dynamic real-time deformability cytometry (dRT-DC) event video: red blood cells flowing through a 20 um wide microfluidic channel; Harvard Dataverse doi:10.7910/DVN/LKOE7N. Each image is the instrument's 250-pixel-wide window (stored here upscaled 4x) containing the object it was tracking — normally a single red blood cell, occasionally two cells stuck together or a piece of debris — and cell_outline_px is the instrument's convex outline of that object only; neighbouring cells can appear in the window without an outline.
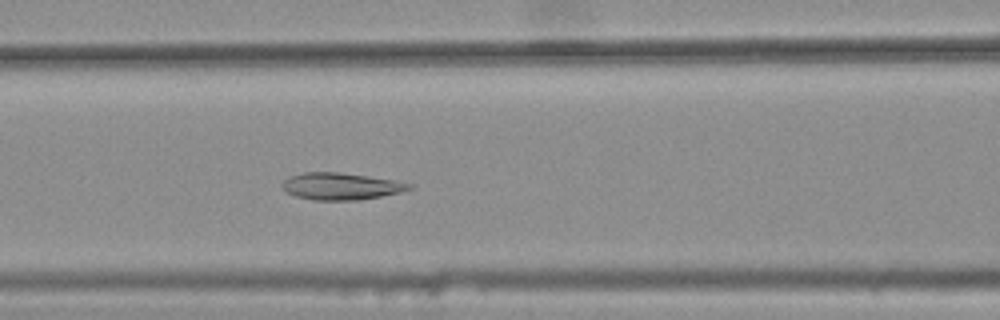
{"species": "common noctule bat (a hibernating species)", "species_latin": "Nyctalus noctula", "temperature_condition": "warm", "stored_images_in_passage": 43, "camera_frame_rate_fps": 3000, "um_per_image_px": 0.085, "animal": {"sex": "female", "body_mass_g": 25.1}, "frame": {"image": 1, "passage_image": 21, "time_ms": 6.667, "image_size_px": [1000, 320], "cell_outline_px": [[412, 188], [400, 192], [360, 200], [312, 200], [296, 196], [284, 192], [280, 188], [280, 184], [288, 176], [304, 172], [340, 172], [368, 176], [392, 180], [412, 184]], "centroid_in_image_um": [28.89, 15.83], "position_along_channel_um": 137.7, "area_um2": 20.06}}
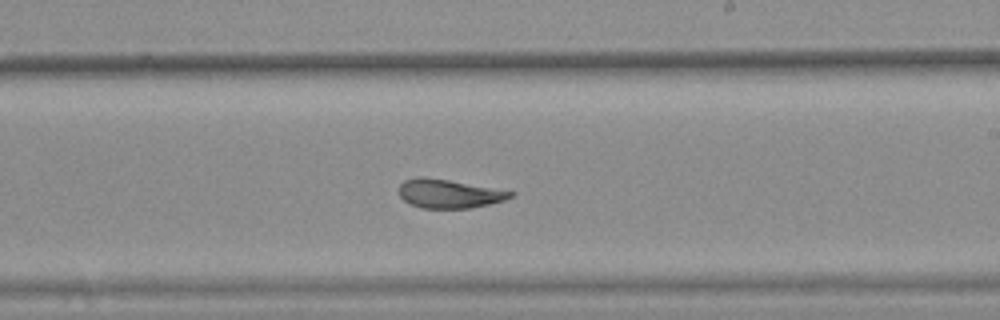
{"frame": {"image": 2, "passage_image": 30, "time_ms": 9.667, "image_size_px": [1000, 320], "cell_outline_px": [[516, 192], [512, 196], [504, 200], [488, 204], [468, 208], [420, 208], [404, 200], [400, 196], [400, 184], [404, 180], [416, 176], [420, 176], [448, 180]], "centroid_in_image_um": [38.14, 16.46], "position_along_channel_um": 250.9, "area_um2": 18.44}}
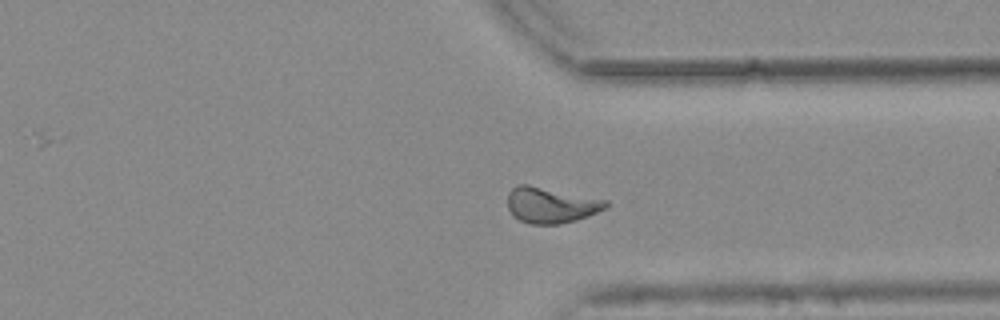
{"frame": {"image": 3, "passage_image": 39, "time_ms": 12.667, "image_size_px": [1000, 320], "cell_outline_px": [[608, 204], [604, 208], [588, 216], [576, 220], [560, 224], [528, 224], [520, 220], [508, 208], [508, 192], [516, 184], [528, 184], [608, 200]], "centroid_in_image_um": [46.81, 17.42], "position_along_channel_um": 364.6, "area_um2": 20.4}, "authors_computed_cell_mechanics": {"area_um2": 20.0566, "velocity_mm_per_s": 3.7902, "shape_relaxation_time_tau1_ms": null, "shape_relaxation_time_tau2_ms": 2.307, "deformation_change_tau1": null, "deformation_change_tau2": 0.0735}}